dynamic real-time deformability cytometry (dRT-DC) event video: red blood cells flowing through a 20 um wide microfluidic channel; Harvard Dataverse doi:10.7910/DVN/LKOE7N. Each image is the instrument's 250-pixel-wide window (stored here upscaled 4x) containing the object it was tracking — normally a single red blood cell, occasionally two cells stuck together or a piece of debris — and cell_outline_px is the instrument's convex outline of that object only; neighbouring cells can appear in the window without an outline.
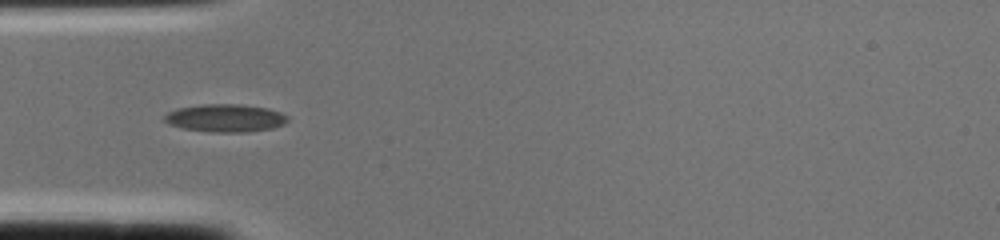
{"species": "common noctule bat (a hibernating species)", "species_latin": "Nyctalus noctula", "temperature_condition": "cold", "stored_images_in_passage": 2, "camera_frame_rate_fps": 3000, "um_per_image_px": 0.085, "animal": {"sex": "female", "body_mass_g": 22.0, "forearm_length_mm": 56.7}, "frame": {"image": 1, "passage_image": 2, "time_ms": 0.333, "image_size_px": [1000, 240], "cell_outline_px": [[288, 120], [284, 124], [272, 128], [248, 132], [208, 132], [180, 128], [168, 124], [164, 120], [164, 116], [168, 112], [176, 108], [200, 104], [240, 104], [268, 108], [280, 112], [288, 116]], "centroid_in_image_um": [19.13, 10.03], "position_along_channel_um": 65.9, "area_um2": 20.23}}